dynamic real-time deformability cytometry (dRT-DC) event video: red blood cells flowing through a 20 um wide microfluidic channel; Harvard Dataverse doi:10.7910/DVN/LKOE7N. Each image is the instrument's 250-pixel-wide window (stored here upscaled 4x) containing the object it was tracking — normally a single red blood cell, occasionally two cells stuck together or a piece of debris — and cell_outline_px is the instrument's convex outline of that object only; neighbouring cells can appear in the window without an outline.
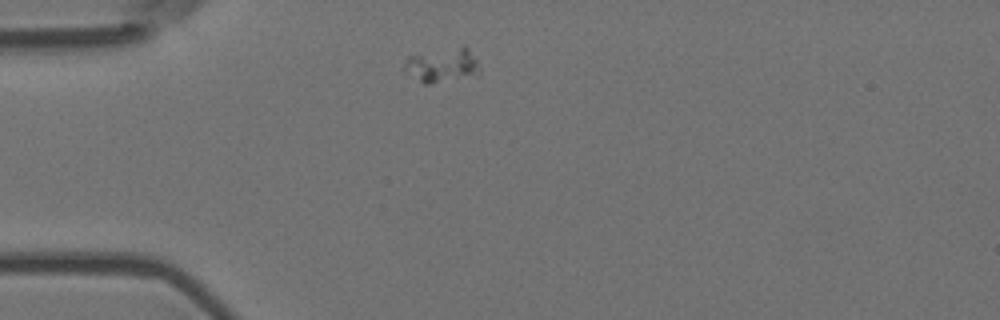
{"species": "Egyptian fruit bat (a non-hibernating species)", "species_latin": "Rousettus aegyptiacus", "temperature_condition": "room temperature", "stored_images_in_passage": 6, "camera_frame_rate_fps": 3000, "um_per_image_px": 0.085, "animal": {"sex": "female"}, "frame": {"image": 1, "passage_image": 1, "time_ms": 0.0, "image_size_px": [1000, 320], "cell_outline_px": [[480, 76], [428, 84], [424, 84], [404, 72], [404, 64], [408, 56], [460, 44], [464, 44], [468, 48], [476, 60], [480, 68]], "centroid_in_image_um": [37.63, 5.53], "position_along_channel_um": 47.4, "area_um2": 15.66}}
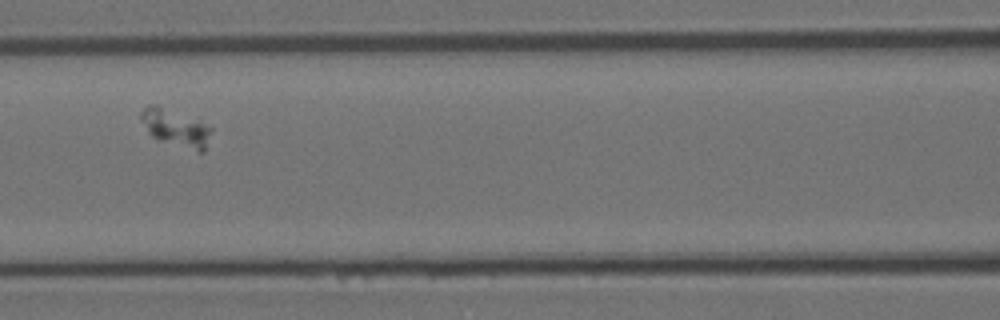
{"frame": {"image": 2, "passage_image": 4, "time_ms": 1.0, "image_size_px": [1000, 320], "cell_outline_px": [[212, 128], [204, 152], [196, 152], [160, 140], [152, 136], [148, 132], [140, 120], [140, 112], [148, 104], [156, 104]], "centroid_in_image_um": [14.87, 10.9], "position_along_channel_um": 151.7, "area_um2": 14.8}}
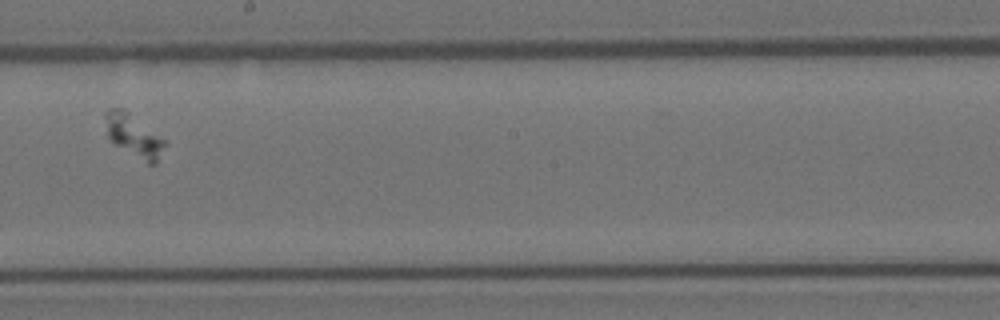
{"frame": {"image": 3, "passage_image": 6, "time_ms": 1.667, "image_size_px": [1000, 320], "cell_outline_px": [[164, 144], [156, 164], [148, 164], [116, 144], [108, 136], [104, 116], [104, 112], [108, 108], [120, 108], [164, 140]], "centroid_in_image_um": [11.31, 11.54], "position_along_channel_um": 236.9, "area_um2": 13.76}}